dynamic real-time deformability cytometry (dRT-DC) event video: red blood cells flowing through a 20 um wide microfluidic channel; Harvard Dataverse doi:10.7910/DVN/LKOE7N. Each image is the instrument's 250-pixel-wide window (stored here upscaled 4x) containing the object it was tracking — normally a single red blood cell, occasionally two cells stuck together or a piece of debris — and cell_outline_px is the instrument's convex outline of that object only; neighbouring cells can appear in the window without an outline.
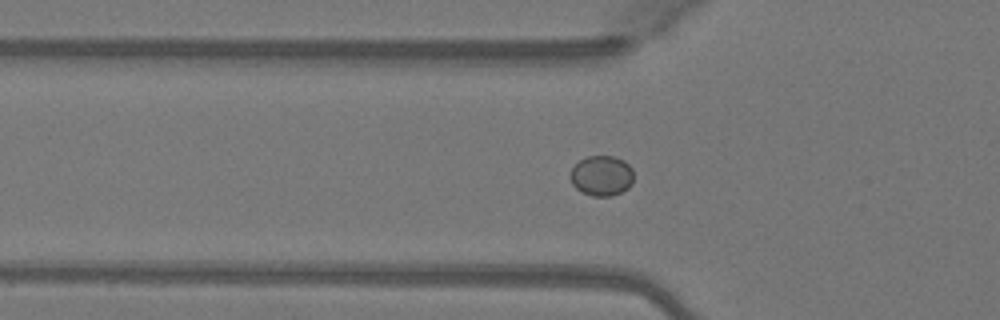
{"species": "Egyptian fruit bat (a non-hibernating species)", "species_latin": "Rousettus aegyptiacus", "temperature_condition": "warm", "stored_images_in_passage": 36, "segment_of_instrument_passage": [1, 2], "camera_frame_rate_fps": 3000, "um_per_image_px": 0.085, "animal": {"sex": "female"}, "frame": {"image": 1, "passage_image": 2, "time_ms": 0.333, "image_size_px": [1000, 320], "cell_outline_px": [[632, 184], [628, 188], [612, 196], [592, 196], [576, 188], [572, 184], [568, 176], [572, 168], [580, 160], [588, 156], [612, 156], [624, 160], [632, 168]], "centroid_in_image_um": [51.12, 14.93], "position_along_channel_um": 74.7, "area_um2": 14.85}}
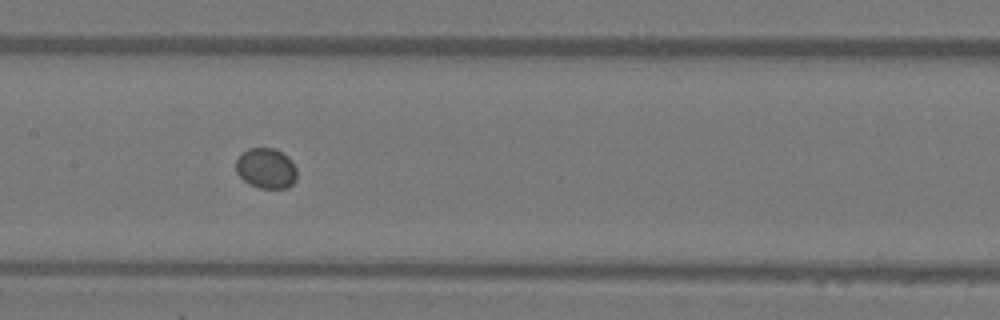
{"frame": {"image": 2, "passage_image": 10, "time_ms": 3.0, "image_size_px": [1000, 320], "cell_outline_px": [[296, 180], [288, 188], [260, 188], [248, 184], [236, 172], [236, 160], [240, 152], [248, 148], [276, 148], [288, 156], [296, 168]], "centroid_in_image_um": [22.61, 14.29], "position_along_channel_um": 184.8, "area_um2": 14.57}}
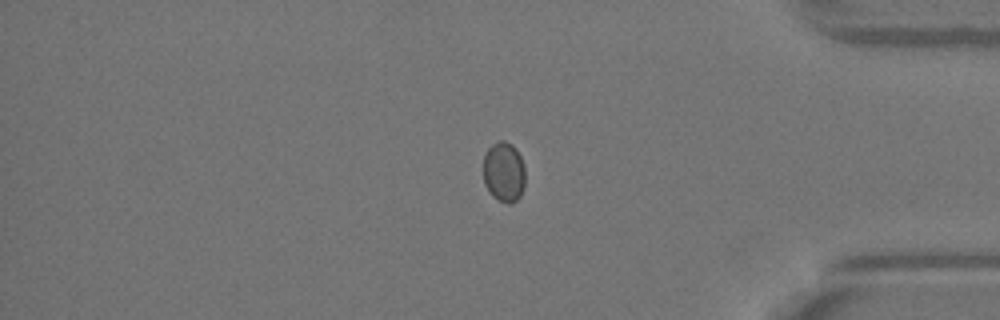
{"frame": {"image": 3, "passage_image": 27, "time_ms": 8.667, "image_size_px": [1000, 320], "cell_outline_px": [[524, 188], [520, 196], [516, 200], [508, 204], [492, 196], [484, 184], [484, 152], [492, 144], [500, 140], [504, 140], [512, 144], [516, 148], [524, 164]], "centroid_in_image_um": [42.83, 14.59], "position_along_channel_um": 392.4, "area_um2": 14.8}}